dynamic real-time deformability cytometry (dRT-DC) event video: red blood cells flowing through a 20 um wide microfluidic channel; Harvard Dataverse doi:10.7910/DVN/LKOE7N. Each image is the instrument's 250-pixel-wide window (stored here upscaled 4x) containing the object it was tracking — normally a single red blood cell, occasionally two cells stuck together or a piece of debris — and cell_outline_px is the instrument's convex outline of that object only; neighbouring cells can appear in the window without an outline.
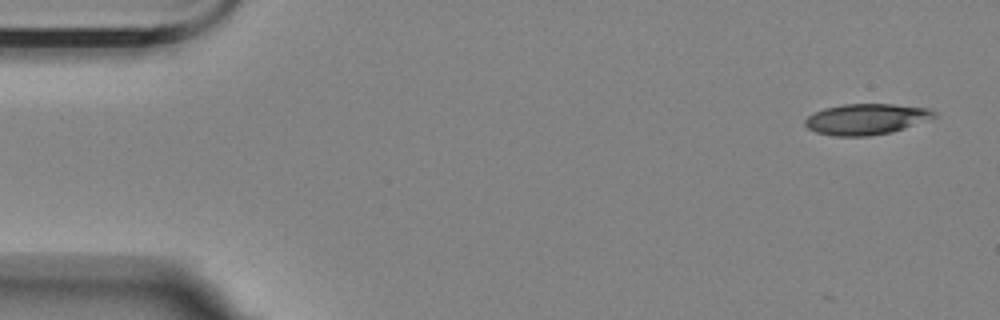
{"species": "Egyptian fruit bat (a non-hibernating species)", "species_latin": "Rousettus aegyptiacus", "temperature_condition": "room temperature", "stored_images_in_passage": 4, "camera_frame_rate_fps": 3000, "um_per_image_px": 0.085, "animal": {"sex": "female"}, "frame": {"image": 1, "passage_image": 1, "time_ms": 0.0, "image_size_px": [1000, 320], "cell_outline_px": [[936, 116], [904, 128], [892, 132], [868, 136], [832, 136], [816, 132], [808, 128], [804, 124], [804, 120], [808, 116], [824, 108], [844, 104], [892, 104], [928, 108], [936, 112]], "centroid_in_image_um": [73.6, 10.13], "position_along_channel_um": 11.4, "area_um2": 23.06}}
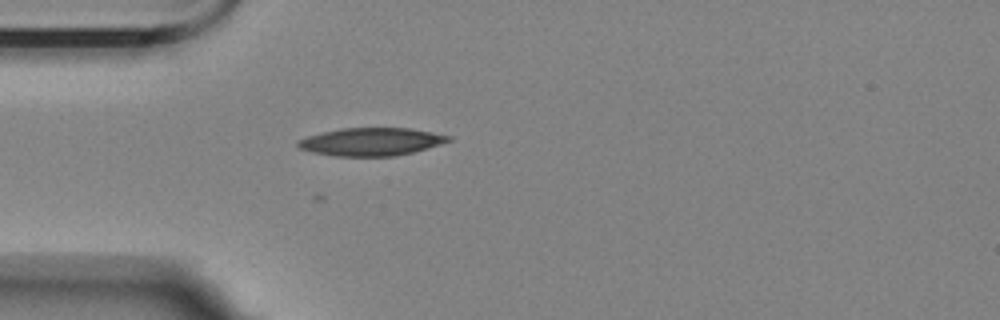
{"frame": {"image": 2, "passage_image": 4, "time_ms": 4.333, "image_size_px": [1000, 320], "cell_outline_px": [[452, 140], [428, 148], [396, 156], [336, 156], [312, 152], [300, 148], [296, 144], [296, 140], [308, 136], [340, 128], [408, 128], [452, 136]], "centroid_in_image_um": [31.54, 12.05], "position_along_channel_um": 53.5, "area_um2": 24.33}}